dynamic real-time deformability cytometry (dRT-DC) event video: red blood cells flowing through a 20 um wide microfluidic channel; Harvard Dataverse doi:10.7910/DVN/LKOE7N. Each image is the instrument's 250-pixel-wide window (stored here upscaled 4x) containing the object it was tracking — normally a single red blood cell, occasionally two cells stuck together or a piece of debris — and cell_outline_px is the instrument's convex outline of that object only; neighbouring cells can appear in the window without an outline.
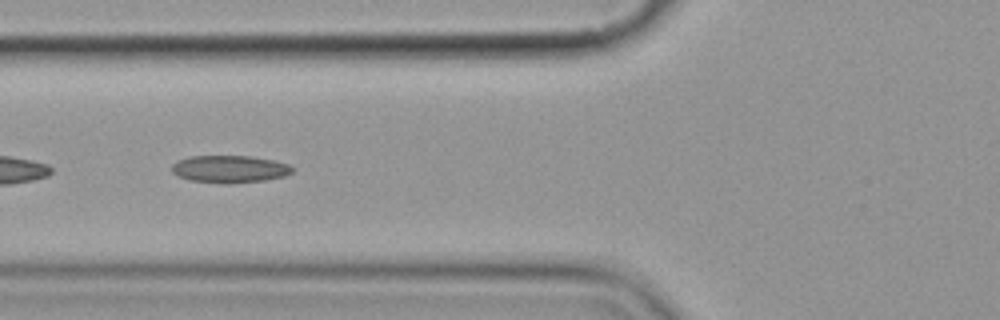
{"species": "common noctule bat (a hibernating species)", "species_latin": "Nyctalus noctula", "temperature_condition": "cold", "stored_images_in_passage": 6, "segment_of_instrument_passage": [2, 2], "camera_frame_rate_fps": 3000, "um_per_image_px": 0.085, "animal": {"sex": "female", "body_mass_g": 19.9}, "frame": {"image": 1, "passage_image": 6, "time_ms": 6.0, "image_size_px": [1000, 320], "cell_outline_px": [[292, 172], [284, 176], [264, 180], [232, 184], [224, 184], [188, 180], [176, 176], [172, 172], [172, 164], [188, 156], [248, 156], [272, 160], [288, 164], [292, 168]], "centroid_in_image_um": [19.47, 14.38], "position_along_channel_um": 106.3, "area_um2": 19.25}}